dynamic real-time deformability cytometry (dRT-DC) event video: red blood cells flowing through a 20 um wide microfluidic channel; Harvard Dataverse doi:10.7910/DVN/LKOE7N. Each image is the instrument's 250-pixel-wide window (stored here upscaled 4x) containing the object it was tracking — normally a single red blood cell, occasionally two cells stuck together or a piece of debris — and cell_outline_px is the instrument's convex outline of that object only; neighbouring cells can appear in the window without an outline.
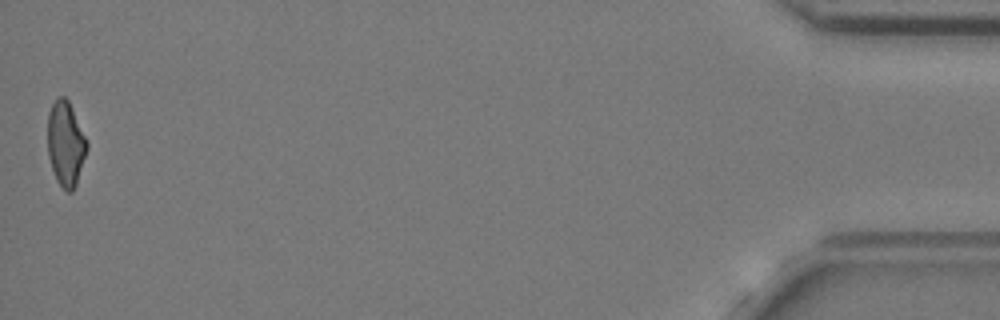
{"species": "common noctule bat (a hibernating species)", "species_latin": "Nyctalus noctula", "temperature_condition": "cold", "stored_images_in_passage": 39, "camera_frame_rate_fps": 3000, "um_per_image_px": 0.085, "animal": {"sex": "female", "body_mass_g": 24.6, "forearm_length_mm": 56.2}, "frame": {"image": 1, "passage_image": 39, "time_ms": 12.667, "image_size_px": [1000, 320], "cell_outline_px": [[88, 148], [76, 184], [72, 192], [68, 192], [56, 180], [48, 156], [48, 112], [56, 96], [64, 96], [68, 100], [88, 140]], "centroid_in_image_um": [5.59, 12.18], "position_along_channel_um": 429.6, "area_um2": 19.48}, "authors_computed_cell_mechanics": {"area_um2": 20.4612, "velocity_mm_per_s": 3.6546, "shape_relaxation_time_tau1_ms": null, "shape_relaxation_time_tau2_ms": 3.0268, "deformation_change_tau1": null, "deformation_change_tau2": 0.0836}}